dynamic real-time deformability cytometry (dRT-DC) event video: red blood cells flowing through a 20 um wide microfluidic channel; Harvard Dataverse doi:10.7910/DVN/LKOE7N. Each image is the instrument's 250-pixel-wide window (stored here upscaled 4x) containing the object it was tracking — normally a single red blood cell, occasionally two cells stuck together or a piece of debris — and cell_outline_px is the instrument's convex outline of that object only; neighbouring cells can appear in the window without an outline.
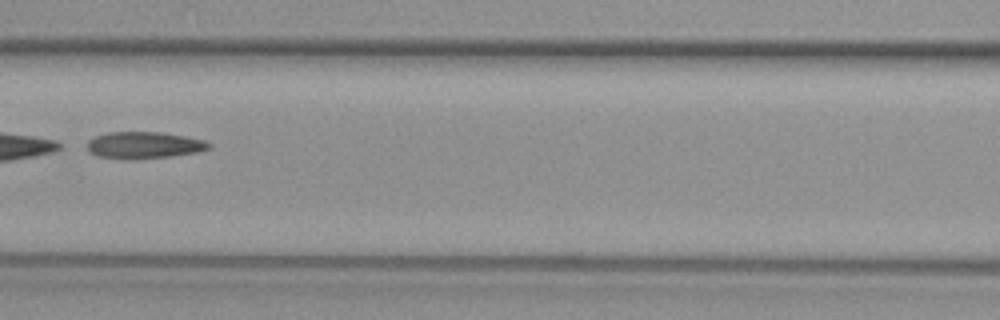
{"species": "common noctule bat (a hibernating species)", "species_latin": "Nyctalus noctula", "temperature_condition": "warm", "stored_images_in_passage": 50, "segment_of_instrument_passage": [2, 2], "camera_frame_rate_fps": 3000, "um_per_image_px": 0.085, "animal": {"sex": "female", "body_mass_g": 29.2, "forearm_length_mm": 56.3}, "frame": {"image": 1, "passage_image": 23, "time_ms": 7.333, "image_size_px": [1000, 320], "cell_outline_px": [[212, 148], [196, 152], [168, 156], [136, 160], [96, 156], [88, 152], [88, 140], [96, 136], [108, 132], [160, 132], [184, 136], [204, 140], [212, 144]], "centroid_in_image_um": [12.23, 12.34], "position_along_channel_um": 154.4, "area_um2": 19.02}}
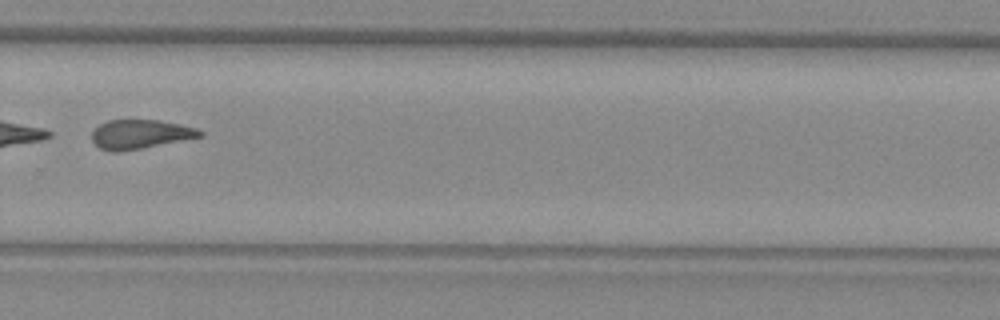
{"frame": {"image": 2, "passage_image": 35, "time_ms": 11.333, "image_size_px": [1000, 320], "cell_outline_px": [[204, 136], [140, 148], [116, 152], [112, 152], [100, 148], [92, 140], [92, 132], [100, 124], [108, 120], [160, 120], [180, 124], [196, 128], [204, 132]], "centroid_in_image_um": [11.93, 11.4], "position_along_channel_um": 317.9, "area_um2": 18.15}}